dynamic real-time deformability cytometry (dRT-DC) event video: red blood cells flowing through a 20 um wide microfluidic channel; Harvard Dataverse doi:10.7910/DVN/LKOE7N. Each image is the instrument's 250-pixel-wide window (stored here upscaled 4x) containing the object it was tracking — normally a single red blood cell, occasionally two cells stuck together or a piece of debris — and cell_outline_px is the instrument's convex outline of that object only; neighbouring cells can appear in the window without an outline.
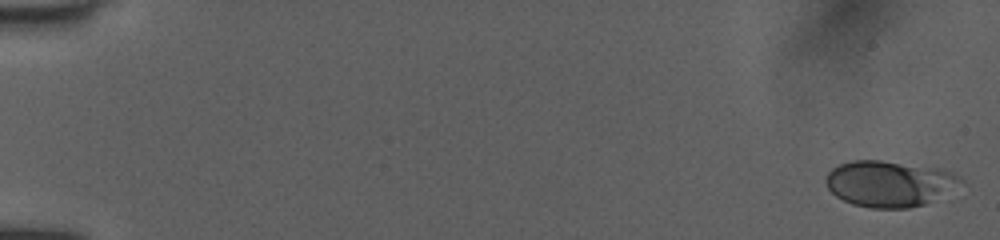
{"species": "human", "species_latin": "Homo sapiens", "temperature_condition": "room temperature", "stored_images_in_passage": 52, "camera_frame_rate_fps": 3000, "um_per_image_px": 0.085, "donor": {"sex": "female"}, "frame": {"image": 1, "passage_image": 1, "time_ms": 0.0, "image_size_px": [1000, 240], "cell_outline_px": [[968, 184], [924, 204], [908, 208], [872, 208], [852, 204], [836, 196], [828, 188], [824, 180], [828, 172], [832, 168], [840, 164], [852, 160], [880, 160], [940, 168], [952, 172], [964, 180]], "centroid_in_image_um": [75.65, 15.6], "position_along_channel_um": 9.3, "area_um2": 36.53}}
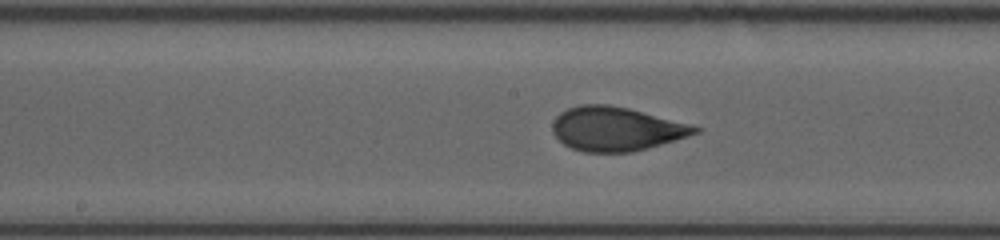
{"frame": {"image": 2, "passage_image": 28, "time_ms": 9.0, "image_size_px": [1000, 240], "cell_outline_px": [[704, 128], [700, 132], [688, 136], [648, 148], [632, 152], [584, 152], [572, 148], [564, 144], [552, 132], [552, 124], [556, 116], [560, 112], [568, 108], [580, 104], [608, 104], [628, 108]], "centroid_in_image_um": [52.36, 10.95], "position_along_channel_um": 195.8, "area_um2": 36.41}}
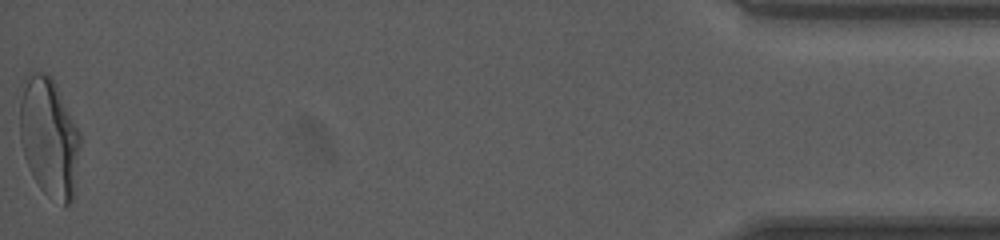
{"frame": {"image": 3, "passage_image": 52, "time_ms": 17.0, "image_size_px": [1000, 240], "cell_outline_px": [[80, 144], [72, 200], [68, 204], [64, 204], [48, 196], [40, 188], [24, 156], [20, 140], [20, 80], [32, 68], [44, 72], [52, 76], [80, 132]], "centroid_in_image_um": [4.13, 11.54], "position_along_channel_um": 431.1, "area_um2": 42.25}, "authors_computed_cell_mechanics": {"area_um2": 35.8938, "velocity_mm_per_s": 4.0153, "shape_relaxation_time_tau1_ms": 5.3936, "shape_relaxation_time_tau2_ms": null, "deformation_change_tau1": 0.1821, "deformation_change_tau2": null}}